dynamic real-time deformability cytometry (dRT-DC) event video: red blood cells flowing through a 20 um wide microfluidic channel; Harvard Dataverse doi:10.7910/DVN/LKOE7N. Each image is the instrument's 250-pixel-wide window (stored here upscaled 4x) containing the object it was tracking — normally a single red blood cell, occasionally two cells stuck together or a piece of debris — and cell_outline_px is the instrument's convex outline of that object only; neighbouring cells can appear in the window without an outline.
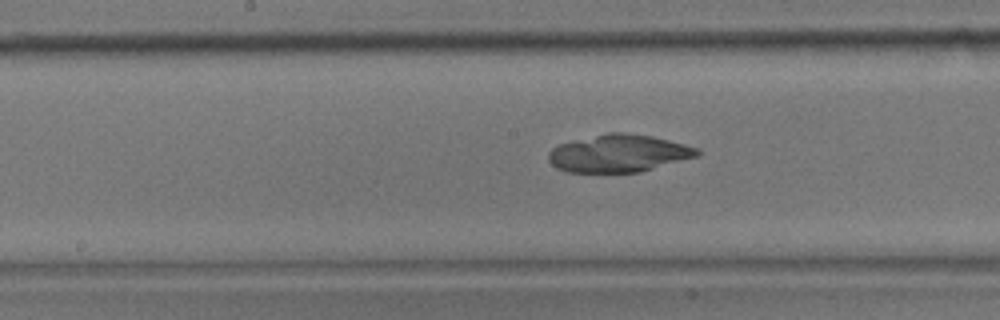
{"species": "common noctule bat (a hibernating species)", "species_latin": "Nyctalus noctula", "temperature_condition": "room temperature", "stored_images_in_passage": 57, "camera_frame_rate_fps": 3000, "um_per_image_px": 0.085, "animal": {"sex": "male", "body_mass_g": 17.9}, "frame": {"image": 1, "passage_image": 29, "time_ms": 9.333, "image_size_px": [1000, 320], "cell_outline_px": [[700, 156], [640, 172], [568, 172], [556, 168], [548, 160], [548, 152], [552, 148], [560, 144], [608, 132], [624, 132], [652, 136], [700, 148]], "centroid_in_image_um": [52.62, 13.04], "position_along_channel_um": 195.6, "area_um2": 32.54}}
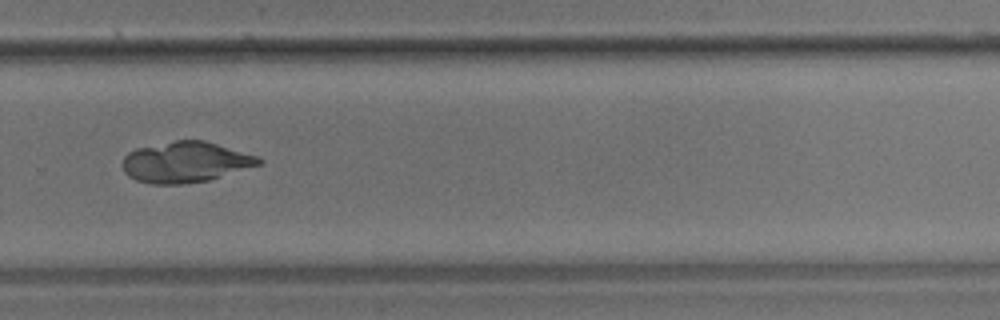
{"frame": {"image": 2, "passage_image": 39, "time_ms": 12.667, "image_size_px": [1000, 320], "cell_outline_px": [[264, 164], [208, 180], [184, 184], [152, 184], [136, 180], [128, 176], [124, 172], [120, 164], [124, 156], [128, 152], [136, 148], [176, 140], [204, 140], [256, 156], [264, 160]], "centroid_in_image_um": [15.74, 13.78], "position_along_channel_um": 314.1, "area_um2": 32.48}}
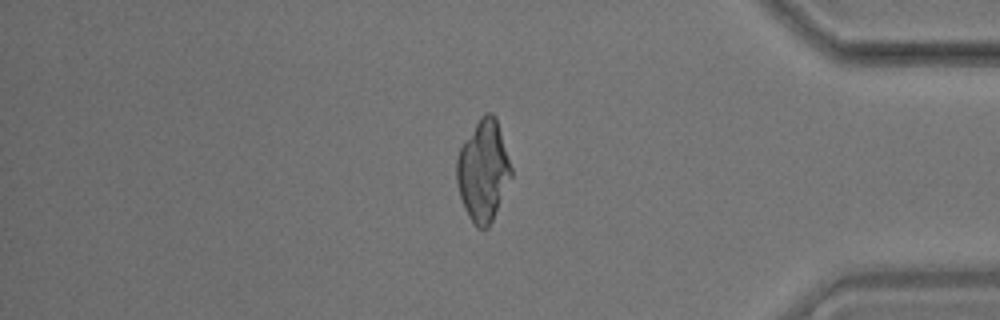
{"frame": {"image": 3, "passage_image": 48, "time_ms": 15.667, "image_size_px": [1000, 320], "cell_outline_px": [[512, 176], [492, 220], [488, 228], [476, 228], [468, 216], [460, 196], [456, 180], [456, 160], [460, 148], [464, 140], [480, 116], [484, 112], [492, 112], [496, 116], [512, 168]], "centroid_in_image_um": [41.07, 14.49], "position_along_channel_um": 394.1, "area_um2": 32.14}}